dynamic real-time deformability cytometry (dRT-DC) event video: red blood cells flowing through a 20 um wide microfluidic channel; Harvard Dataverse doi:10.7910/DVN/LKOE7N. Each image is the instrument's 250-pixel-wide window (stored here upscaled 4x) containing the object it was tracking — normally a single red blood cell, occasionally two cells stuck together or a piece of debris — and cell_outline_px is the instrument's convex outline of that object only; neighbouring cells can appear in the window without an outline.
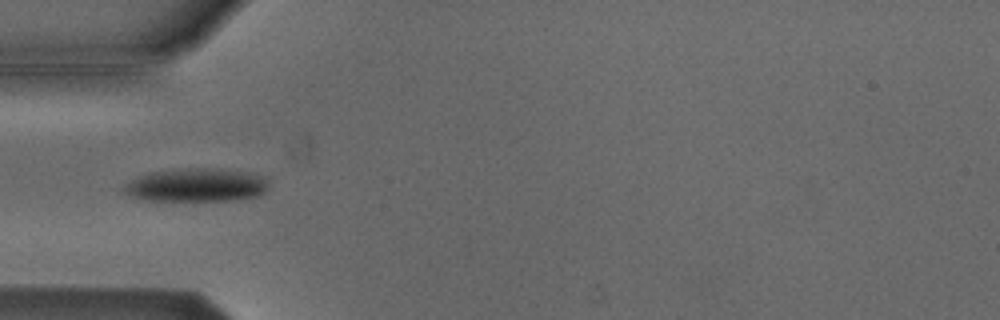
{"species": "Egyptian fruit bat (a non-hibernating species)", "species_latin": "Rousettus aegyptiacus", "temperature_condition": "cold", "stored_images_in_passage": 6, "camera_frame_rate_fps": 3000, "um_per_image_px": 0.085, "animal": {"sex": "male"}, "frame": {"image": 1, "passage_image": 4, "time_ms": 1.0, "image_size_px": [1000, 320], "cell_outline_px": [[268, 188], [264, 192], [256, 196], [232, 200], [144, 200], [120, 192], [120, 188], [132, 180], [140, 176], [152, 172], [172, 168], [204, 168], [244, 172], [268, 176]], "centroid_in_image_um": [16.67, 15.72], "position_along_channel_um": 68.3, "area_um2": 28.15}}
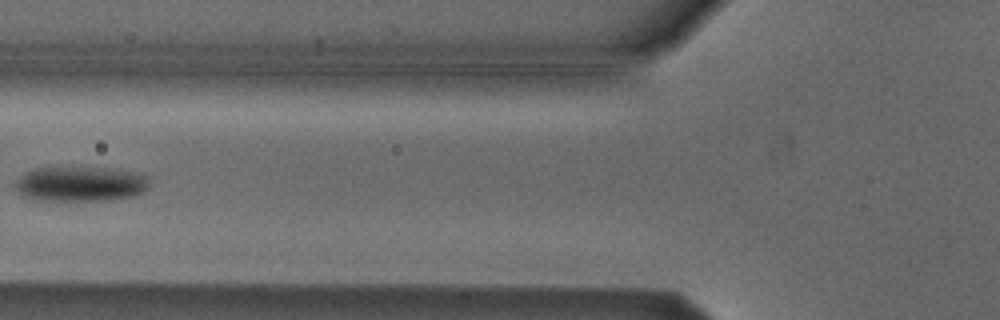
{"frame": {"image": 2, "passage_image": 5, "time_ms": 1.333, "image_size_px": [1000, 320], "cell_outline_px": [[148, 188], [144, 192], [136, 196], [112, 200], [32, 200], [24, 196], [12, 184], [24, 172], [36, 168], [64, 164], [112, 168], [144, 172], [148, 176]], "centroid_in_image_um": [6.86, 15.58], "position_along_channel_um": 118.9, "area_um2": 28.9}}
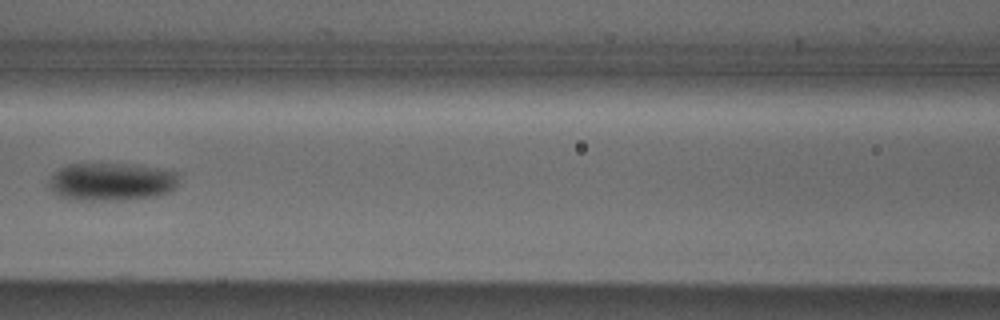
{"frame": {"image": 3, "passage_image": 6, "time_ms": 1.667, "image_size_px": [1000, 320], "cell_outline_px": [[180, 176], [176, 188], [172, 192], [156, 196], [124, 200], [68, 200], [60, 196], [48, 188], [48, 180], [60, 168], [68, 164], [136, 164], [164, 168], [180, 172]], "centroid_in_image_um": [9.54, 15.45], "position_along_channel_um": 157.1, "area_um2": 29.48}}